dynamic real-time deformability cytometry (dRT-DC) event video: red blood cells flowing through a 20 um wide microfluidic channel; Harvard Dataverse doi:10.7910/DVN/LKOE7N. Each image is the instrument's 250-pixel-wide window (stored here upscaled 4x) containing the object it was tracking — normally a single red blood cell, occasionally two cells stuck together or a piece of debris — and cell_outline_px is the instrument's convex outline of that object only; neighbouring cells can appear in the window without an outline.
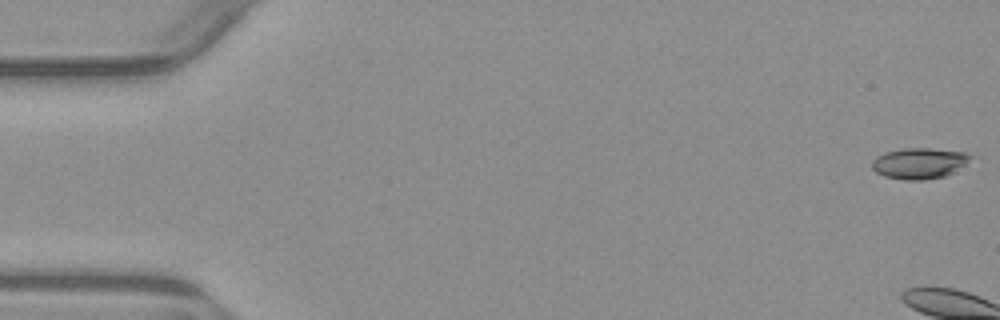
{"species": "common noctule bat (a hibernating species)", "species_latin": "Nyctalus noctula", "temperature_condition": "warm", "stored_images_in_passage": 6, "camera_frame_rate_fps": 3000, "um_per_image_px": 0.085, "animal": {"sex": "male", "body_mass_g": 23.1, "forearm_length_mm": 52.7}, "frame": {"image": 1, "passage_image": 1, "time_ms": 0.0, "image_size_px": [1000, 320], "cell_outline_px": [[972, 156], [956, 172], [944, 176], [924, 180], [904, 180], [884, 176], [876, 172], [872, 168], [872, 160], [876, 156], [884, 152], [904, 148], [928, 148], [964, 152]], "centroid_in_image_um": [78.1, 13.88], "position_along_channel_um": 6.9, "area_um2": 17.74}}
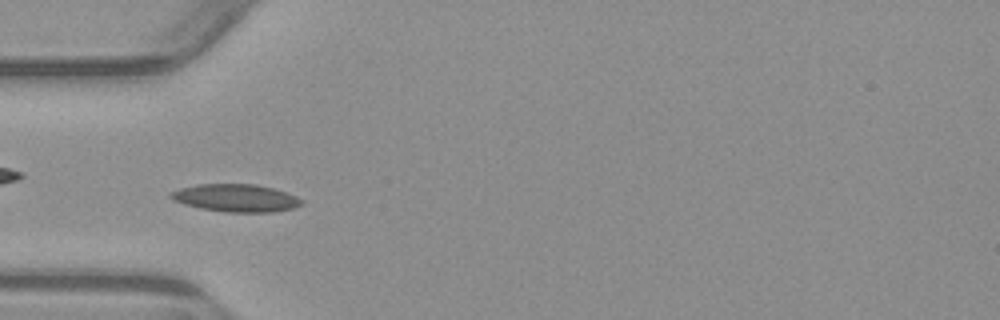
{"frame": {"image": 2, "passage_image": 6, "time_ms": 6.0, "image_size_px": [1000, 320], "cell_outline_px": [[304, 204], [292, 208], [272, 212], [224, 212], [200, 208], [184, 204], [168, 196], [168, 192], [180, 188], [196, 184], [256, 184], [272, 188], [296, 196], [304, 200]], "centroid_in_image_um": [20.04, 16.82], "position_along_channel_um": 65.0, "area_um2": 21.1}}